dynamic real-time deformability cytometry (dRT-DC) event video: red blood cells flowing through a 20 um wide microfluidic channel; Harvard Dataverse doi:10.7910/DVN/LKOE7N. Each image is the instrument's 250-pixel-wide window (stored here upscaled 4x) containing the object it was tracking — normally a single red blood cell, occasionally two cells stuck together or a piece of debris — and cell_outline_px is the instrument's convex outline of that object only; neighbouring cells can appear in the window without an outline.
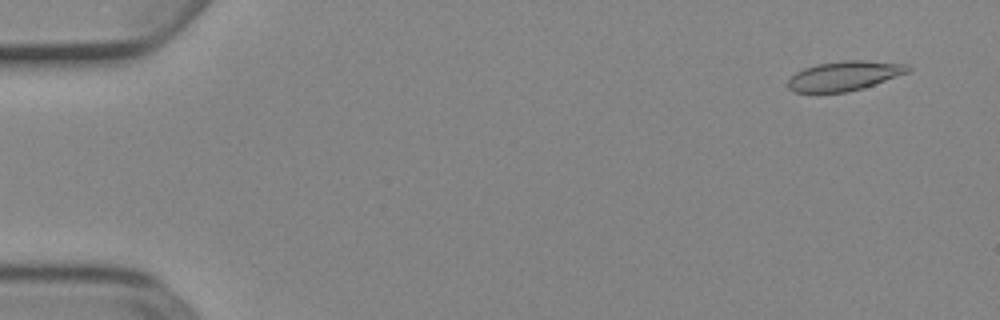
{"species": "Egyptian fruit bat (a non-hibernating species)", "species_latin": "Rousettus aegyptiacus", "temperature_condition": "cold", "stored_images_in_passage": 5, "camera_frame_rate_fps": 3000, "um_per_image_px": 0.085, "animal": {"sex": "female"}, "frame": {"image": 1, "passage_image": 1, "time_ms": 0.0, "image_size_px": [1000, 320], "cell_outline_px": [[912, 68], [908, 72], [848, 92], [792, 92], [788, 88], [788, 80], [796, 72], [804, 68], [816, 64], [844, 60], [864, 60], [908, 64]], "centroid_in_image_um": [71.74, 6.43], "position_along_channel_um": 13.3, "area_um2": 20.4}}
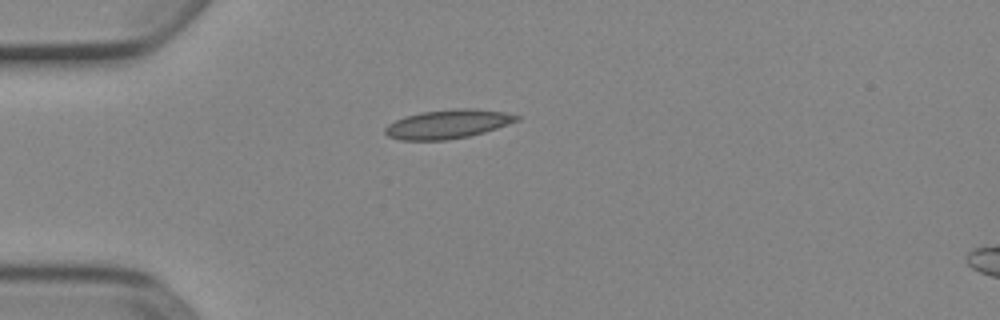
{"frame": {"image": 2, "passage_image": 4, "time_ms": 1.0, "image_size_px": [1000, 320], "cell_outline_px": [[520, 120], [484, 132], [468, 136], [448, 140], [400, 140], [388, 136], [384, 132], [384, 128], [388, 124], [404, 116], [420, 112], [456, 108], [476, 108], [504, 112], [520, 116]], "centroid_in_image_um": [38.05, 10.54], "position_along_channel_um": 47.0, "area_um2": 22.25}}